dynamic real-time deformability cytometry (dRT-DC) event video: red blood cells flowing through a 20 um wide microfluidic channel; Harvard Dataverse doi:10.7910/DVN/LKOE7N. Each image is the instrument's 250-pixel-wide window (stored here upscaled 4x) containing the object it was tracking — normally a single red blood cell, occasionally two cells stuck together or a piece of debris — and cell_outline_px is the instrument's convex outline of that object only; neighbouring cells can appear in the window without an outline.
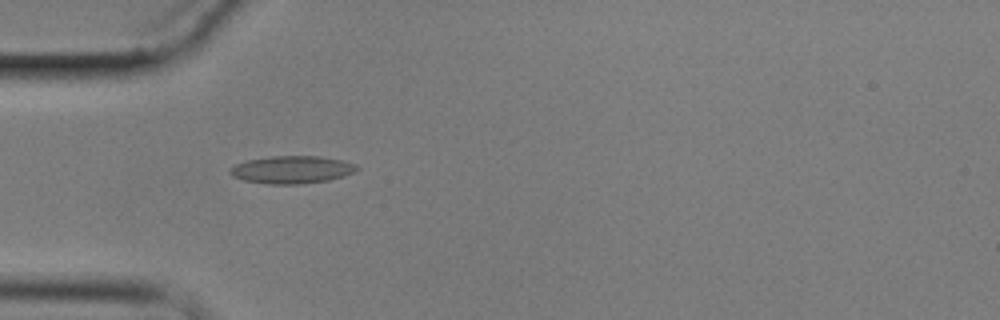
{"species": "common noctule bat (a hibernating species)", "species_latin": "Nyctalus noctula", "temperature_condition": "cold", "stored_images_in_passage": 5, "camera_frame_rate_fps": 3000, "um_per_image_px": 0.085, "animal": {"sex": "male", "body_mass_g": 17.9}, "frame": {"image": 1, "passage_image": 4, "time_ms": 4.333, "image_size_px": [1000, 320], "cell_outline_px": [[360, 168], [356, 172], [344, 176], [328, 180], [300, 184], [268, 184], [244, 180], [232, 176], [228, 172], [228, 168], [236, 164], [248, 160], [272, 156], [320, 156], [344, 160], [356, 164]], "centroid_in_image_um": [24.83, 14.42], "position_along_channel_um": 60.2, "area_um2": 20.58}}
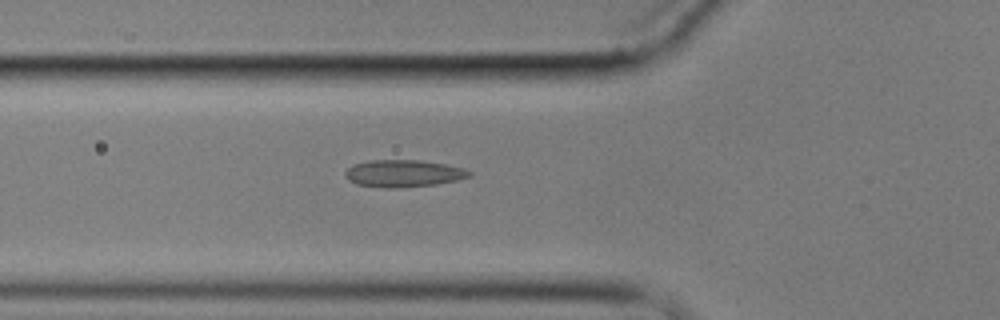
{"frame": {"image": 2, "passage_image": 5, "time_ms": 5.333, "image_size_px": [1000, 320], "cell_outline_px": [[472, 172], [468, 176], [456, 180], [436, 184], [396, 188], [384, 188], [356, 184], [348, 180], [344, 176], [344, 172], [348, 168], [356, 164], [372, 160], [420, 160], [444, 164], [464, 168]], "centroid_in_image_um": [34.26, 14.74], "position_along_channel_um": 91.5, "area_um2": 19.48}}